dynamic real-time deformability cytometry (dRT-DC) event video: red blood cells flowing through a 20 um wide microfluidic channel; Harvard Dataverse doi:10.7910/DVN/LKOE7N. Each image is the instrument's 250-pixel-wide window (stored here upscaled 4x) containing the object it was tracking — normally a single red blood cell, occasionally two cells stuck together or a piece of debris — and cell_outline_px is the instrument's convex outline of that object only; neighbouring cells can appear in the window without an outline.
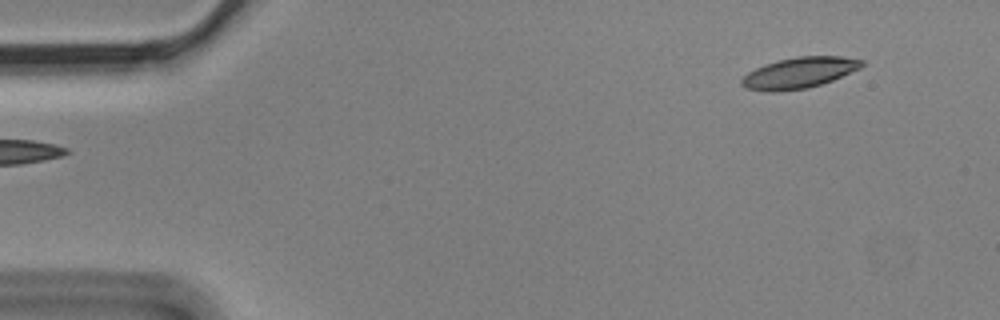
{"species": "Egyptian fruit bat (a non-hibernating species)", "species_latin": "Rousettus aegyptiacus", "temperature_condition": "cold", "stored_images_in_passage": 4, "camera_frame_rate_fps": 3000, "um_per_image_px": 0.085, "animal": {"sex": "male"}, "frame": {"image": 1, "passage_image": 1, "time_ms": 0.0, "image_size_px": [1000, 320], "cell_outline_px": [[864, 64], [860, 68], [832, 80], [808, 88], [776, 92], [768, 92], [744, 88], [740, 84], [740, 80], [748, 72], [764, 64], [796, 56], [840, 56], [864, 60]], "centroid_in_image_um": [67.9, 6.19], "position_along_channel_um": 17.1, "area_um2": 21.68}}
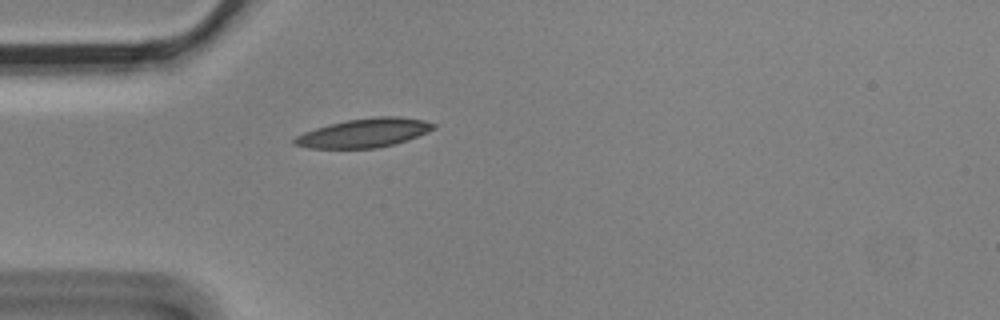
{"frame": {"image": 2, "passage_image": 4, "time_ms": 1.0, "image_size_px": [1000, 320], "cell_outline_px": [[436, 128], [428, 132], [408, 140], [376, 148], [308, 148], [292, 144], [292, 140], [296, 136], [304, 132], [328, 124], [348, 120], [372, 116], [400, 116], [424, 120], [436, 124]], "centroid_in_image_um": [30.96, 11.29], "position_along_channel_um": 54.0, "area_um2": 23.52}}